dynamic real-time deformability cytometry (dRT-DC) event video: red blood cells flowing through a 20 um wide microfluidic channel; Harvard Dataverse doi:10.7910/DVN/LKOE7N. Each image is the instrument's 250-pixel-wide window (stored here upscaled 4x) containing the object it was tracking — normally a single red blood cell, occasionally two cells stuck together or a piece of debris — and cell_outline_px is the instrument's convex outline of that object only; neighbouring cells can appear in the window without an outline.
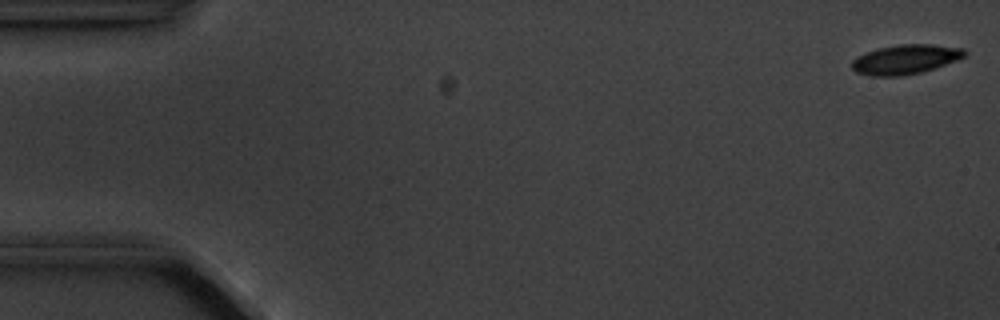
{"species": "common noctule bat (a hibernating species)", "species_latin": "Nyctalus noctula", "temperature_condition": "cold", "stored_images_in_passage": 4, "camera_frame_rate_fps": 3000, "um_per_image_px": 0.085, "animal": {"sex": "male", "body_mass_g": 20.1, "forearm_length_mm": 53.5}, "frame": {"image": 1, "passage_image": 1, "time_ms": 0.0, "image_size_px": [1000, 320], "cell_outline_px": [[968, 52], [964, 56], [956, 60], [920, 72], [900, 76], [872, 76], [856, 72], [852, 68], [852, 60], [868, 52], [880, 48], [900, 44], [932, 44], [964, 48]], "centroid_in_image_um": [76.98, 5.04], "position_along_channel_um": 8.0, "area_um2": 19.02}}